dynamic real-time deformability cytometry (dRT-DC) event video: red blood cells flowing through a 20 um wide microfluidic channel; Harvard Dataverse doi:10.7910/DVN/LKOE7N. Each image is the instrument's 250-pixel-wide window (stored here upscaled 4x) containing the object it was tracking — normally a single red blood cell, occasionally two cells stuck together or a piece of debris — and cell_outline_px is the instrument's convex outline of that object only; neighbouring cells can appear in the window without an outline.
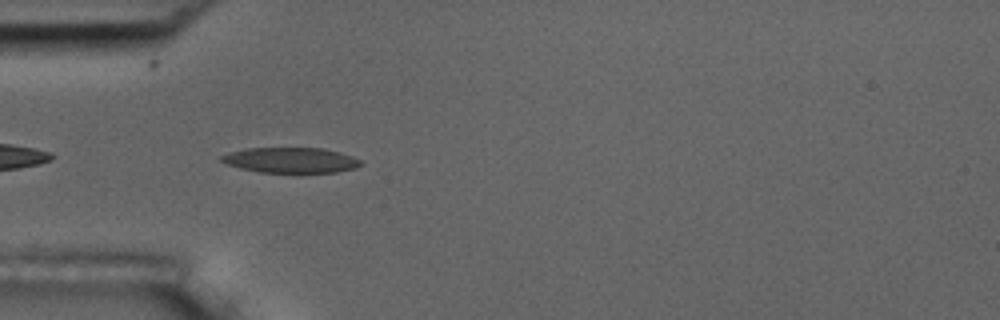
{"species": "common noctule bat (a hibernating species)", "species_latin": "Nyctalus noctula", "temperature_condition": "room temperature", "stored_images_in_passage": 7, "camera_frame_rate_fps": 3000, "um_per_image_px": 0.085, "animal": {"sex": "male", "body_mass_g": 17.5, "forearm_length_mm": 52.3}, "frame": {"image": 1, "passage_image": 4, "time_ms": 3.333, "image_size_px": [1000, 320], "cell_outline_px": [[364, 164], [356, 168], [336, 172], [260, 172], [240, 168], [228, 164], [220, 160], [220, 156], [228, 152], [244, 148], [324, 148], [340, 152], [352, 156], [360, 160]], "centroid_in_image_um": [24.72, 13.6], "position_along_channel_um": 60.3, "area_um2": 20.63}}
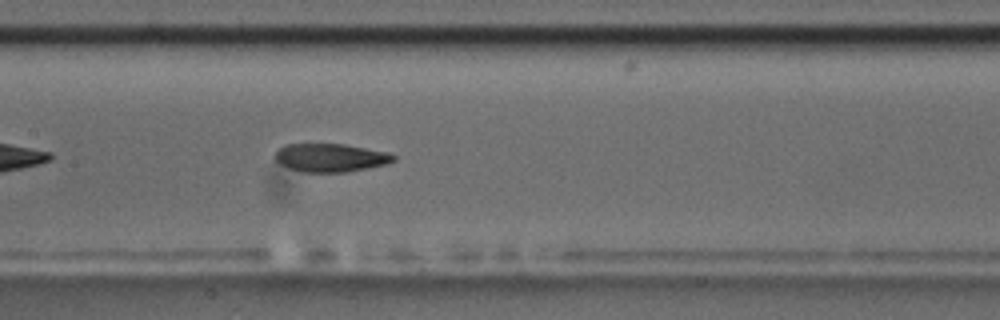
{"frame": {"image": 2, "passage_image": 7, "time_ms": 6.667, "image_size_px": [1000, 320], "cell_outline_px": [[396, 160], [388, 164], [348, 172], [304, 172], [288, 168], [280, 164], [276, 160], [276, 152], [284, 144], [344, 144], [388, 152], [396, 156]], "centroid_in_image_um": [28.13, 13.41], "position_along_channel_um": 179.3, "area_um2": 19.59}}